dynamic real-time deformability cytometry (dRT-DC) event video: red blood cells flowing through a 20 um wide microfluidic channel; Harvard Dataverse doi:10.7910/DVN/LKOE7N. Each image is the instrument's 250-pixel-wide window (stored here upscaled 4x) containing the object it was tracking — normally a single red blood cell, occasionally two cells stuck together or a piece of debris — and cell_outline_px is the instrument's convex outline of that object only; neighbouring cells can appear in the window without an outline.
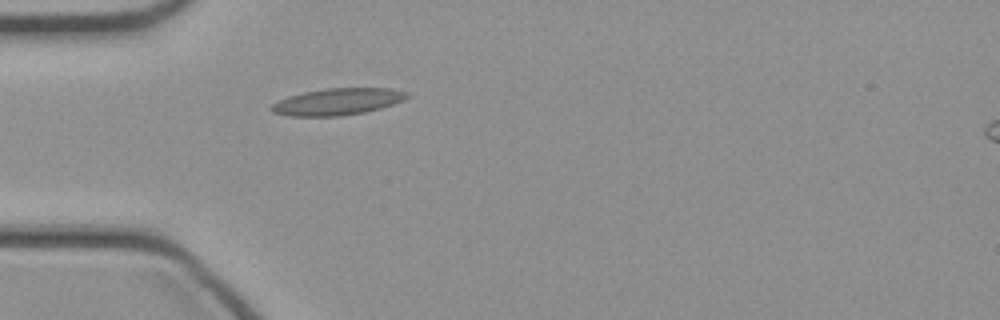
{"species": "common noctule bat (a hibernating species)", "species_latin": "Nyctalus noctula", "temperature_condition": "cold", "stored_images_in_passage": 34, "camera_frame_rate_fps": 3000, "um_per_image_px": 0.085, "animal": {"sex": "female", "body_mass_g": 21.9}, "frame": {"image": 1, "passage_image": 1, "time_ms": 0.0, "image_size_px": [1000, 320], "cell_outline_px": [[412, 96], [404, 100], [380, 108], [364, 112], [340, 116], [288, 116], [272, 112], [268, 108], [272, 104], [288, 96], [304, 92], [324, 88], [388, 88], [408, 92]], "centroid_in_image_um": [28.69, 8.64], "position_along_channel_um": 56.3, "area_um2": 21.21}}
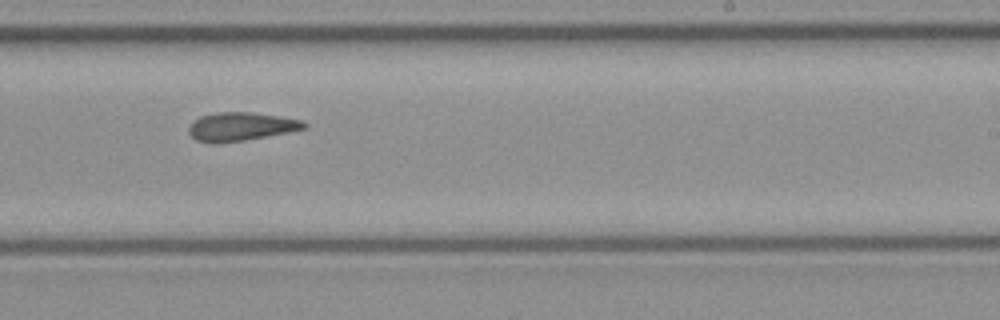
{"frame": {"image": 2, "passage_image": 16, "time_ms": 5.0, "image_size_px": [1000, 320], "cell_outline_px": [[308, 128], [288, 132], [244, 140], [216, 144], [212, 144], [196, 140], [188, 132], [188, 128], [200, 116], [216, 112], [248, 112], [280, 116], [304, 120], [308, 124]], "centroid_in_image_um": [20.5, 10.76], "position_along_channel_um": 268.5, "area_um2": 19.19}}
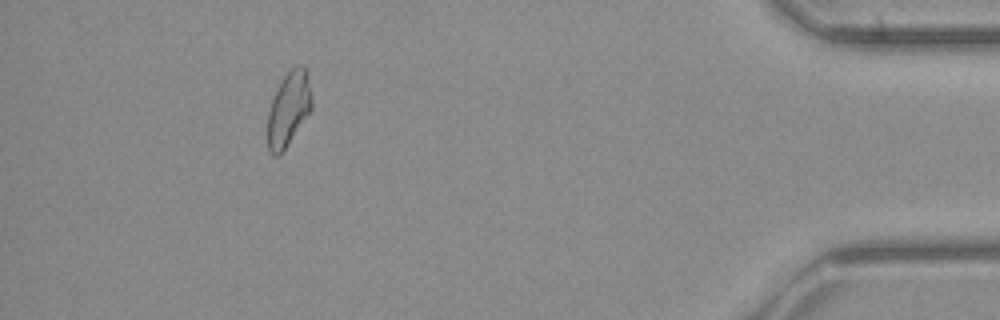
{"frame": {"image": 3, "passage_image": 30, "time_ms": 9.667, "image_size_px": [1000, 320], "cell_outline_px": [[312, 108], [280, 156], [272, 156], [268, 152], [268, 112], [272, 100], [284, 76], [296, 64], [308, 68], [312, 104]], "centroid_in_image_um": [24.54, 9.26], "position_along_channel_um": 410.7, "area_um2": 19.02}}